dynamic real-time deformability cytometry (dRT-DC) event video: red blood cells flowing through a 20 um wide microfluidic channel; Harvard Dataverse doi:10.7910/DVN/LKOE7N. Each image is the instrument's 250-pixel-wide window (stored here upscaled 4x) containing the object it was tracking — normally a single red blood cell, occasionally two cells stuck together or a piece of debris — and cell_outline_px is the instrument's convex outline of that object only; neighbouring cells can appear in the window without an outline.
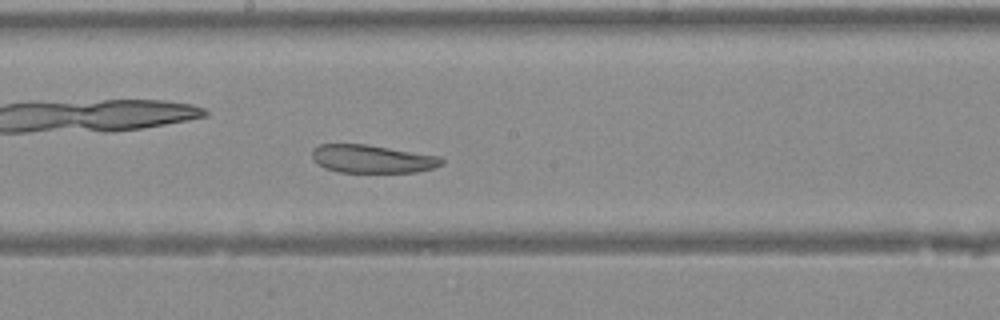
{"species": "Egyptian fruit bat (a non-hibernating species)", "species_latin": "Rousettus aegyptiacus", "temperature_condition": "warm", "stored_images_in_passage": 36, "camera_frame_rate_fps": 3000, "um_per_image_px": 0.085, "animal": {"sex": "female"}, "frame": {"image": 1, "passage_image": 16, "time_ms": 5.0, "image_size_px": [1000, 320], "cell_outline_px": [[444, 164], [432, 168], [416, 172], [336, 172], [324, 168], [316, 164], [312, 160], [312, 148], [320, 144], [364, 144], [440, 156], [444, 160]], "centroid_in_image_um": [31.59, 13.51], "position_along_channel_um": 216.6, "area_um2": 21.33}}